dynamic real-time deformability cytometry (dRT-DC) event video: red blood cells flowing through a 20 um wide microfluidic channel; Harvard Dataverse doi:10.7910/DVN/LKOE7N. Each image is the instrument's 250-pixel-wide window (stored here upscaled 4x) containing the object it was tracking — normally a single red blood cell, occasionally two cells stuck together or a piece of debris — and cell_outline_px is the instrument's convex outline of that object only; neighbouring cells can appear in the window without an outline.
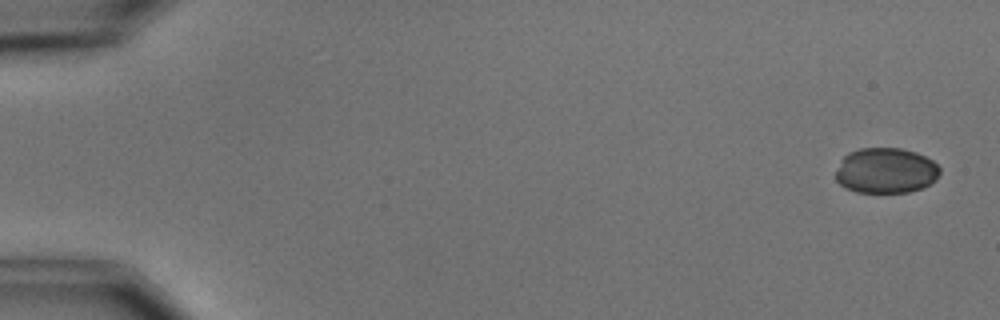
{"species": "common noctule bat (a hibernating species)", "species_latin": "Nyctalus noctula", "temperature_condition": "cold", "stored_images_in_passage": 5, "camera_frame_rate_fps": 3000, "um_per_image_px": 0.085, "animal": {"sex": "male", "body_mass_g": 15.6}, "frame": {"image": 1, "passage_image": 1, "time_ms": 0.0, "image_size_px": [1000, 320], "cell_outline_px": [[940, 172], [936, 180], [924, 188], [908, 192], [856, 192], [844, 188], [836, 180], [836, 172], [840, 160], [848, 152], [860, 148], [900, 148], [916, 152], [932, 160], [940, 168]], "centroid_in_image_um": [75.29, 14.5], "position_along_channel_um": 9.7, "area_um2": 27.8}}
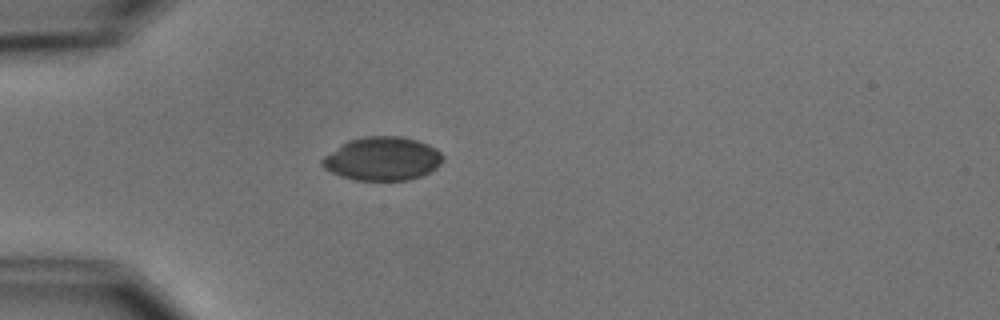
{"frame": {"image": 2, "passage_image": 5, "time_ms": 4.667, "image_size_px": [1000, 320], "cell_outline_px": [[444, 160], [432, 172], [408, 180], [356, 180], [340, 176], [324, 168], [320, 164], [320, 160], [324, 156], [340, 144], [348, 140], [364, 136], [400, 136], [416, 140], [428, 144], [436, 148], [444, 156]], "centroid_in_image_um": [32.5, 13.49], "position_along_channel_um": 52.5, "area_um2": 30.87}}